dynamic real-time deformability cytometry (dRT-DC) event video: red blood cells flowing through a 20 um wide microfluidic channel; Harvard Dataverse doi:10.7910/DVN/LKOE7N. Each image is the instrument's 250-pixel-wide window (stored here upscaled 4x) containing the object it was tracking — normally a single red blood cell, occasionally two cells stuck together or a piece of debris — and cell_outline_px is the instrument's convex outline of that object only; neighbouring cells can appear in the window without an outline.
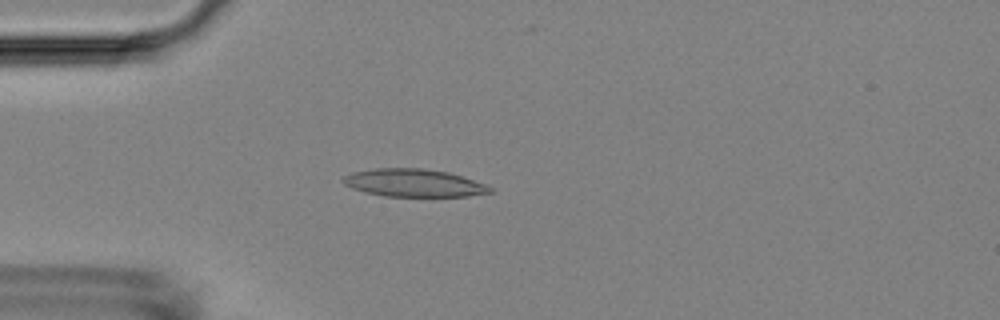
{"species": "Egyptian fruit bat (a non-hibernating species)", "species_latin": "Rousettus aegyptiacus", "temperature_condition": "room temperature", "stored_images_in_passage": 51, "camera_frame_rate_fps": 3000, "um_per_image_px": 0.085, "animal": {"sex": "female"}, "frame": {"image": 1, "passage_image": 12, "time_ms": 3.667, "image_size_px": [1000, 320], "cell_outline_px": [[492, 192], [468, 196], [384, 196], [364, 192], [352, 188], [344, 184], [340, 180], [344, 176], [352, 172], [376, 168], [424, 168], [448, 172], [488, 184], [492, 188]], "centroid_in_image_um": [35.17, 15.54], "position_along_channel_um": 49.8, "area_um2": 23.87}}
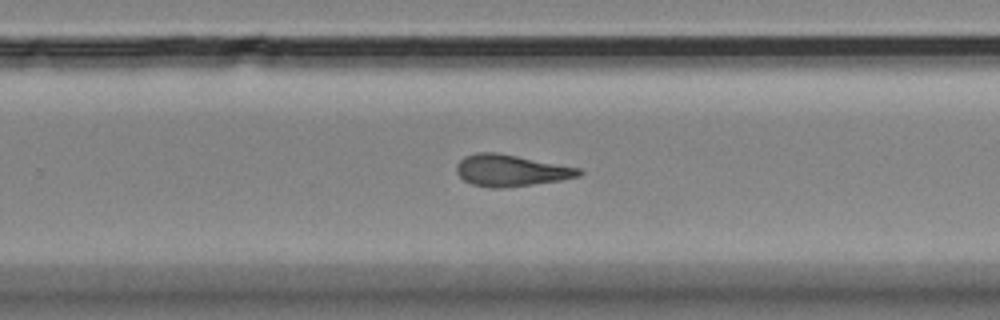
{"frame": {"image": 2, "passage_image": 32, "time_ms": 10.333, "image_size_px": [1000, 320], "cell_outline_px": [[584, 172], [580, 176], [560, 180], [504, 188], [488, 188], [472, 184], [464, 180], [456, 172], [456, 164], [464, 156], [476, 152], [496, 152], [580, 168]], "centroid_in_image_um": [43.4, 14.49], "position_along_channel_um": 286.4, "area_um2": 22.54}}
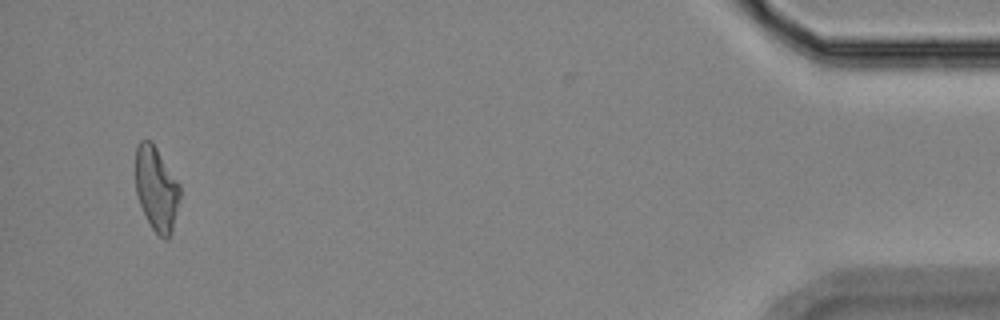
{"frame": {"image": 3, "passage_image": 49, "time_ms": 16.0, "image_size_px": [1000, 320], "cell_outline_px": [[180, 196], [172, 232], [168, 240], [164, 240], [152, 228], [140, 204], [136, 192], [136, 144], [140, 140], [152, 140], [180, 184]], "centroid_in_image_um": [13.3, 16.02], "position_along_channel_um": 421.9, "area_um2": 21.85}, "authors_computed_cell_mechanics": {"area_um2": 22.6576, "velocity_mm_per_s": 3.7175, "shape_relaxation_time_tau1_ms": null, "shape_relaxation_time_tau2_ms": 3.0512, "deformation_change_tau1": null, "deformation_change_tau2": 0.1234}}